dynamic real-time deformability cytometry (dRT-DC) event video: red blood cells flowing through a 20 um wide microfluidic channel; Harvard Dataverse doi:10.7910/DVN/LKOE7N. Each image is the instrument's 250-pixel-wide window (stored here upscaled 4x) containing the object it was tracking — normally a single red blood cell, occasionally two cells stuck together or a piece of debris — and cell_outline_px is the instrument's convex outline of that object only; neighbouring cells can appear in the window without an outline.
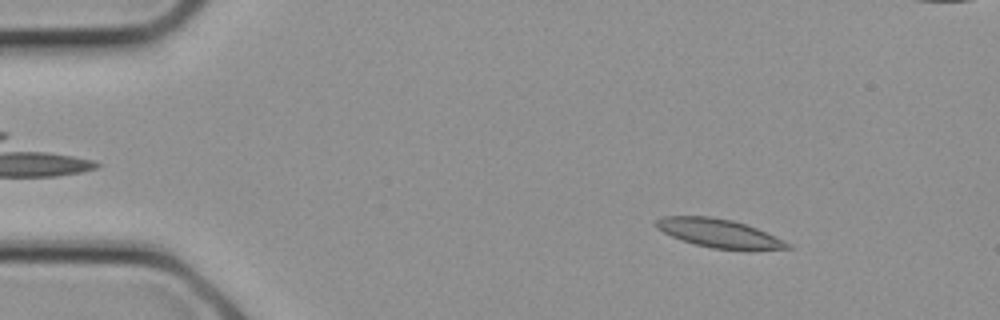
{"species": "common noctule bat (a hibernating species)", "species_latin": "Nyctalus noctula", "temperature_condition": "cold", "stored_images_in_passage": 9, "camera_frame_rate_fps": 3000, "um_per_image_px": 0.085, "animal": {"sex": "female", "body_mass_g": 21.9}, "frame": {"image": 1, "passage_image": 2, "time_ms": 0.333, "image_size_px": [1000, 320], "cell_outline_px": [[792, 248], [748, 252], [712, 248], [680, 240], [656, 228], [652, 224], [656, 220], [664, 216], [708, 216], [732, 220], [756, 228], [792, 244]], "centroid_in_image_um": [61.15, 19.86], "position_along_channel_um": 23.8, "area_um2": 22.31}}
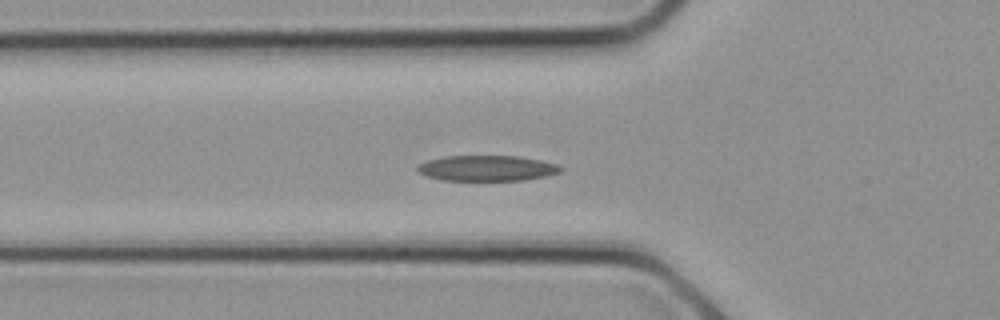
{"frame": {"image": 2, "passage_image": 7, "time_ms": 2.0, "image_size_px": [1000, 320], "cell_outline_px": [[564, 168], [560, 172], [548, 176], [524, 180], [444, 180], [428, 176], [420, 172], [416, 168], [420, 164], [428, 160], [444, 156], [520, 156], [560, 164]], "centroid_in_image_um": [41.47, 14.29], "position_along_channel_um": 84.3, "area_um2": 21.33}}
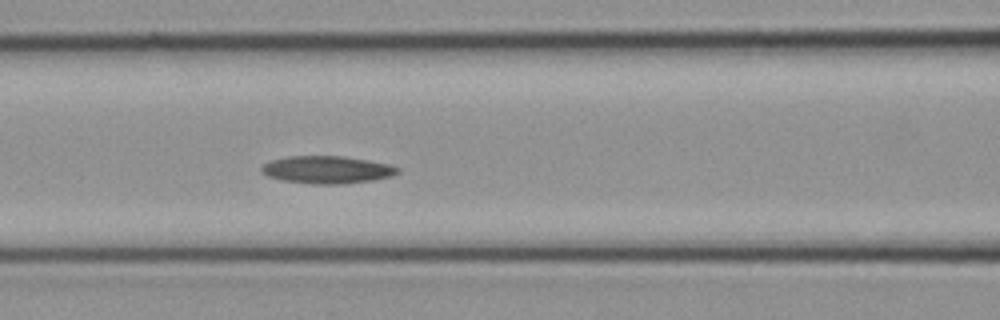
{"frame": {"image": 3, "passage_image": 9, "time_ms": 2.667, "image_size_px": [1000, 320], "cell_outline_px": [[400, 172], [392, 176], [372, 180], [340, 184], [316, 184], [280, 180], [268, 176], [260, 172], [260, 168], [264, 164], [272, 160], [288, 156], [344, 156], [368, 160], [388, 164], [400, 168]], "centroid_in_image_um": [27.79, 14.42], "position_along_channel_um": 138.8, "area_um2": 21.85}}